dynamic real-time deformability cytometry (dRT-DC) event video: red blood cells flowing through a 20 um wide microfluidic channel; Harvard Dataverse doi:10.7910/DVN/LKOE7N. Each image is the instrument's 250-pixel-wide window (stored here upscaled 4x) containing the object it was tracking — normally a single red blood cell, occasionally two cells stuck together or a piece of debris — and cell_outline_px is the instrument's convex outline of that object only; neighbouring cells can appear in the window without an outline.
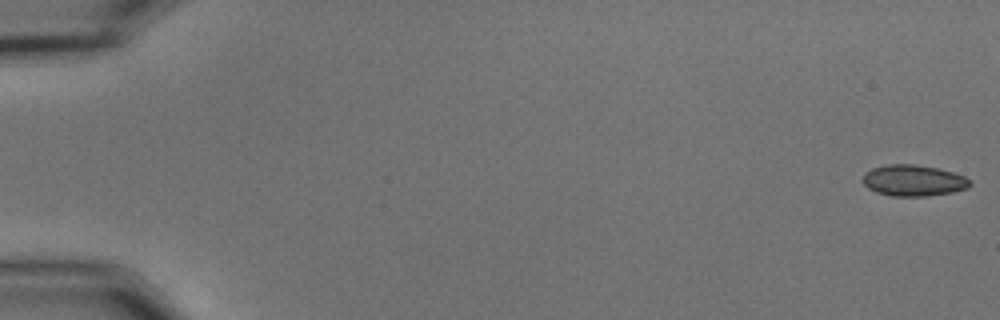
{"species": "common noctule bat (a hibernating species)", "species_latin": "Nyctalus noctula", "temperature_condition": "cold", "stored_images_in_passage": 56, "camera_frame_rate_fps": 3000, "um_per_image_px": 0.085, "animal": {"sex": "male", "body_mass_g": 15.6}, "frame": {"image": 1, "passage_image": 1, "time_ms": 0.0, "image_size_px": [1000, 320], "cell_outline_px": [[972, 184], [968, 188], [952, 192], [924, 196], [892, 196], [876, 192], [868, 188], [864, 184], [864, 176], [872, 168], [888, 164], [916, 164], [936, 168], [952, 172], [964, 176], [972, 180]], "centroid_in_image_um": [77.68, 15.34], "position_along_channel_um": 7.3, "area_um2": 19.36}}
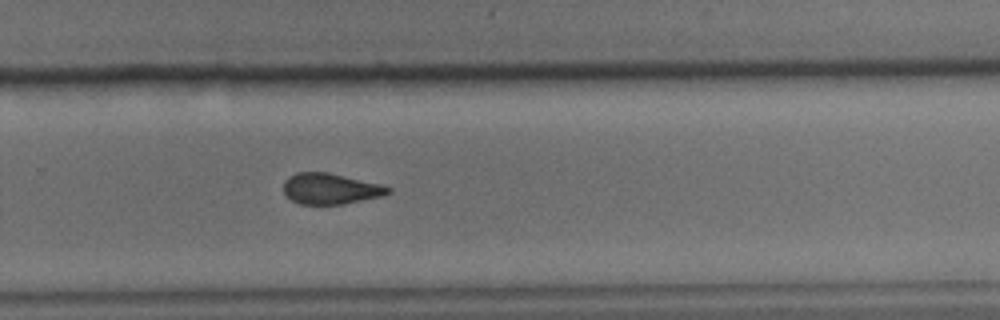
{"frame": {"image": 2, "passage_image": 38, "time_ms": 12.333, "image_size_px": [1000, 320], "cell_outline_px": [[392, 192], [384, 196], [344, 204], [300, 204], [292, 200], [284, 192], [284, 180], [288, 176], [296, 172], [328, 172], [380, 184], [392, 188]], "centroid_in_image_um": [28.11, 16.04], "position_along_channel_um": 301.7, "area_um2": 18.9}}
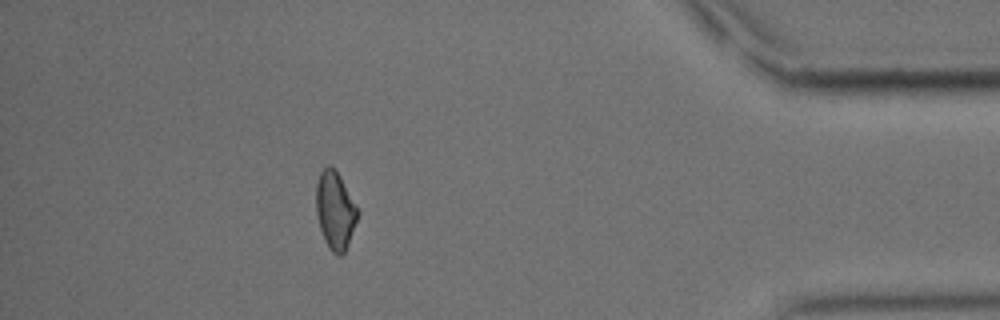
{"frame": {"image": 3, "passage_image": 50, "time_ms": 16.333, "image_size_px": [1000, 320], "cell_outline_px": [[360, 212], [348, 244], [344, 252], [340, 256], [332, 252], [328, 248], [324, 240], [320, 228], [316, 212], [316, 184], [320, 172], [328, 164], [336, 168]], "centroid_in_image_um": [28.49, 17.86], "position_along_channel_um": 406.7, "area_um2": 18.96}, "authors_computed_cell_mechanics": {"area_um2": 19.5653, "velocity_mm_per_s": 3.6557, "shape_relaxation_time_tau1_ms": 6.1262, "shape_relaxation_time_tau2_ms": 2.6112, "deformation_change_tau1": 0.1135, "deformation_change_tau2": 0.0634}}